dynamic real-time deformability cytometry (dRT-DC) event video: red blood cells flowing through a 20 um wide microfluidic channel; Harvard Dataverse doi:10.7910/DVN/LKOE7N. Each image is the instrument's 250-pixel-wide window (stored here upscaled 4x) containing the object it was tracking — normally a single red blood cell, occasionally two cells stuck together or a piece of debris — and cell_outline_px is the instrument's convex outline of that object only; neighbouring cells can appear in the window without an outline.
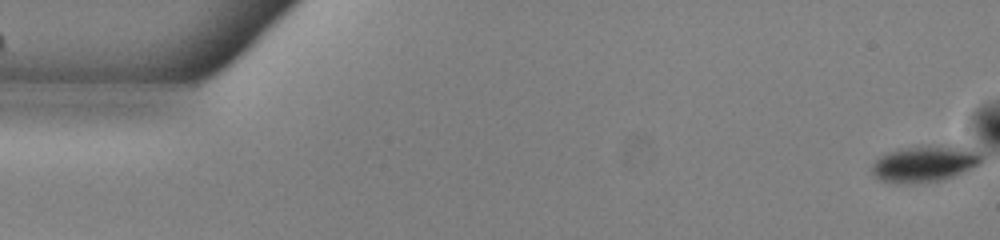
{"species": "common noctule bat (a hibernating species)", "species_latin": "Nyctalus noctula", "temperature_condition": "warm", "stored_images_in_passage": 53, "camera_frame_rate_fps": 3000, "um_per_image_px": 0.085, "animal": {"sex": "male", "body_mass_g": 13.0, "forearm_length_mm": 53.1}, "frame": {"image": 1, "passage_image": 1, "time_ms": 0.0, "image_size_px": [1000, 240], "cell_outline_px": [[984, 160], [980, 164], [972, 168], [952, 176], [940, 180], [880, 180], [872, 172], [872, 164], [880, 156], [896, 148], [956, 144], [980, 156]], "centroid_in_image_um": [78.61, 13.84], "position_along_channel_um": 6.4, "area_um2": 22.08}}
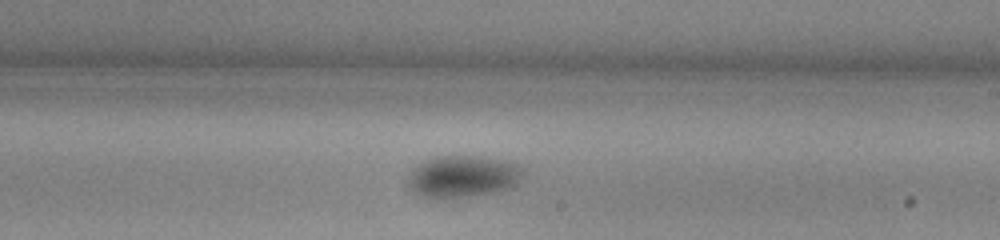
{"frame": {"image": 2, "passage_image": 31, "time_ms": 10.0, "image_size_px": [1000, 240], "cell_outline_px": [[520, 176], [508, 188], [496, 192], [448, 200], [432, 200], [420, 196], [412, 188], [408, 176], [424, 160], [436, 156], [476, 156], [504, 160], [520, 168]], "centroid_in_image_um": [39.26, 15.04], "position_along_channel_um": 249.7, "area_um2": 27.74}}
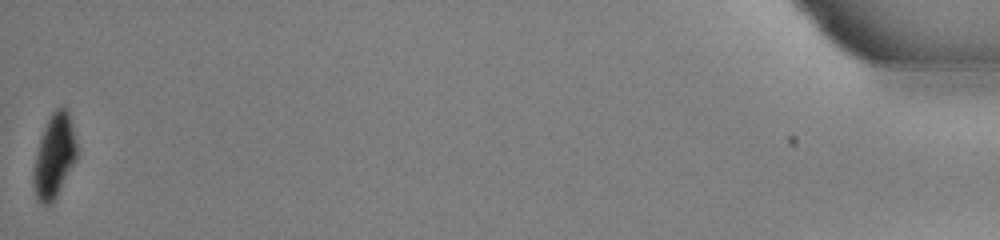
{"frame": {"image": 3, "passage_image": 53, "time_ms": 17.333, "image_size_px": [1000, 240], "cell_outline_px": [[76, 160], [52, 204], [48, 208], [40, 204], [36, 196], [32, 184], [32, 176], [36, 156], [40, 140], [44, 128], [52, 112], [56, 108], [64, 104], [68, 108], [72, 124], [76, 144]], "centroid_in_image_um": [4.61, 13.29], "position_along_channel_um": 430.6, "area_um2": 21.21}, "authors_computed_cell_mechanics": {"area_um2": 25.8944, "velocity_mm_per_s": 3.8809, "shape_relaxation_time_tau1_ms": 2.8342, "shape_relaxation_time_tau2_ms": 6.0529, "deformation_change_tau1": 0.0895, "deformation_change_tau2": 0.0487}}